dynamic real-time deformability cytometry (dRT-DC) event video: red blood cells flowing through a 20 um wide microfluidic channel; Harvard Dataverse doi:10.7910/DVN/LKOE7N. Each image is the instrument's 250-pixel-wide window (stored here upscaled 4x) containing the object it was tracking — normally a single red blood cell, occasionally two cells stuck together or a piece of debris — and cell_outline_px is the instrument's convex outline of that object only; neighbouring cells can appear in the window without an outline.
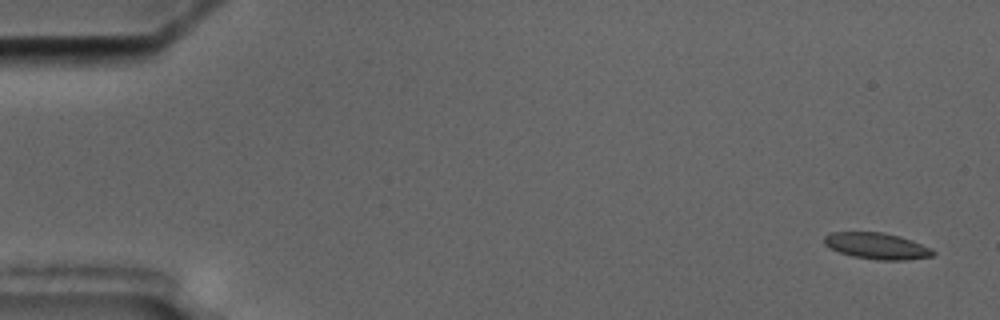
{"species": "common noctule bat (a hibernating species)", "species_latin": "Nyctalus noctula", "temperature_condition": "cold", "stored_images_in_passage": 5, "camera_frame_rate_fps": 3000, "um_per_image_px": 0.085, "animal": {"sex": "male", "body_mass_g": 17.5, "forearm_length_mm": 52.3}, "frame": {"image": 1, "passage_image": 1, "time_ms": 0.0, "image_size_px": [1000, 320], "cell_outline_px": [[936, 252], [932, 256], [904, 260], [876, 260], [852, 256], [840, 252], [824, 244], [824, 236], [832, 232], [884, 232], [900, 236], [912, 240], [932, 248]], "centroid_in_image_um": [74.56, 20.9], "position_along_channel_um": 10.4, "area_um2": 16.7}}
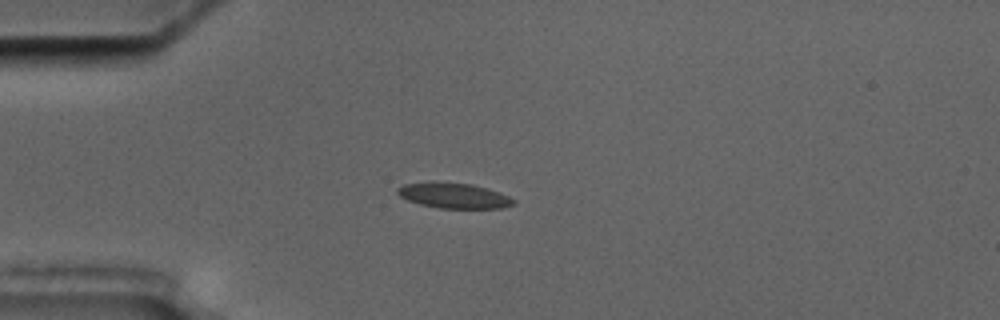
{"frame": {"image": 2, "passage_image": 4, "time_ms": 4.333, "image_size_px": [1000, 320], "cell_outline_px": [[516, 204], [504, 208], [440, 208], [420, 204], [408, 200], [400, 196], [396, 192], [396, 188], [404, 184], [428, 180], [432, 180], [472, 184], [488, 188], [500, 192], [516, 200]], "centroid_in_image_um": [38.57, 16.6], "position_along_channel_um": 46.4, "area_um2": 17.63}}